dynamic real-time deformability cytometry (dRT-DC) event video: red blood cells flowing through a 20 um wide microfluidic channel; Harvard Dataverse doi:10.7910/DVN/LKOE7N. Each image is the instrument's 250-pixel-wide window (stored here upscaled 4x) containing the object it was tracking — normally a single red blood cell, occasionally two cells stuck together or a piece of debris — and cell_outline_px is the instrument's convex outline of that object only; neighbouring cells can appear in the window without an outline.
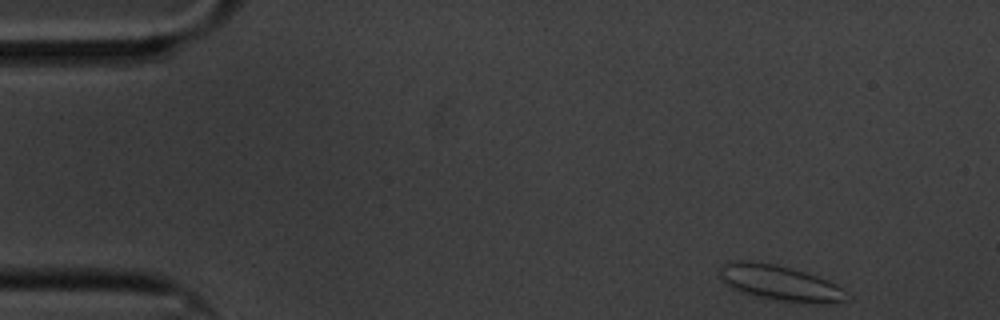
{"species": "common noctule bat (a hibernating species)", "species_latin": "Nyctalus noctula", "temperature_condition": "cold", "stored_images_in_passage": 55, "camera_frame_rate_fps": 3000, "um_per_image_px": 0.085, "animal": {"sex": "male", "body_mass_g": 20.1, "forearm_length_mm": 53.5}, "frame": {"image": 1, "passage_image": 1, "time_ms": 0.0, "image_size_px": [1000, 320], "cell_outline_px": [[852, 296], [848, 300], [832, 304], [804, 304], [756, 296], [740, 292], [732, 288], [720, 280], [720, 268], [724, 264], [732, 260], [752, 260], [776, 264], [804, 272], [828, 280], [844, 288]], "centroid_in_image_um": [66.36, 24.07], "position_along_channel_um": 18.6, "area_um2": 26.82}}
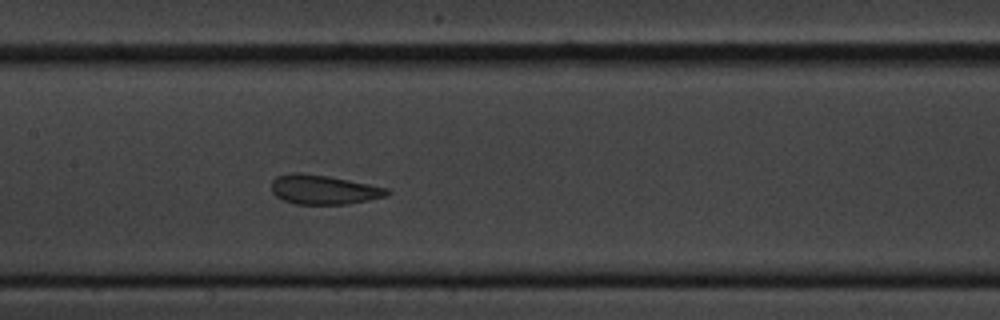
{"frame": {"image": 2, "passage_image": 24, "time_ms": 7.667, "image_size_px": [1000, 320], "cell_outline_px": [[392, 192], [388, 196], [348, 204], [296, 204], [284, 200], [276, 196], [272, 192], [272, 180], [276, 176], [288, 172], [300, 172], [328, 176], [388, 188]], "centroid_in_image_um": [27.5, 16.11], "position_along_channel_um": 179.9, "area_um2": 19.88}}
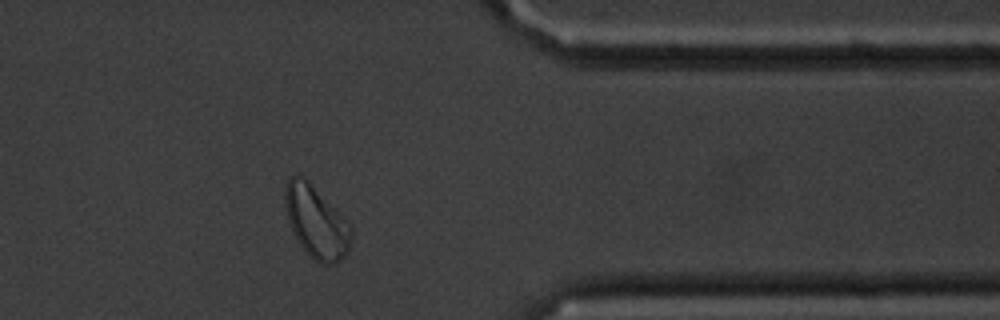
{"frame": {"image": 3, "passage_image": 44, "time_ms": 14.333, "image_size_px": [1000, 320], "cell_outline_px": [[352, 240], [348, 252], [336, 264], [320, 264], [312, 260], [300, 244], [288, 220], [284, 200], [284, 188], [288, 180], [292, 176], [304, 176], [352, 224]], "centroid_in_image_um": [26.92, 18.88], "position_along_channel_um": 384.5, "area_um2": 28.09}, "authors_computed_cell_mechanics": {"area_um2": 21.386, "velocity_mm_per_s": 3.2843, "shape_relaxation_time_tau1_ms": 4.3997, "shape_relaxation_time_tau2_ms": null, "deformation_change_tau1": 0.1387, "deformation_change_tau2": null}}